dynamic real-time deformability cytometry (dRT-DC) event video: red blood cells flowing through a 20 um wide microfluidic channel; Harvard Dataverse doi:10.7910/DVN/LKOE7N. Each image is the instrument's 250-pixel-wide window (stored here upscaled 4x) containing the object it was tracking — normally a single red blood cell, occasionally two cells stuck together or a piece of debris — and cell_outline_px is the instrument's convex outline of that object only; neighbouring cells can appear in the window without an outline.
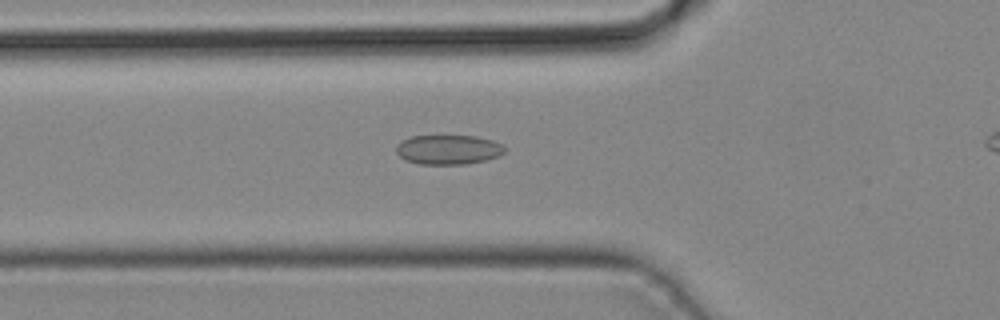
{"species": "common noctule bat (a hibernating species)", "species_latin": "Nyctalus noctula", "temperature_condition": "cold", "stored_images_in_passage": 30, "camera_frame_rate_fps": 3000, "um_per_image_px": 0.085, "animal": {"sex": "male", "body_mass_g": 19.2, "forearm_length_mm": 51.8}, "frame": {"image": 1, "passage_image": 8, "time_ms": 2.333, "image_size_px": [1000, 320], "cell_outline_px": [[504, 152], [500, 156], [484, 160], [464, 164], [420, 164], [404, 160], [396, 152], [396, 144], [400, 140], [412, 136], [476, 136], [492, 140], [500, 144], [504, 148]], "centroid_in_image_um": [38.06, 12.71], "position_along_channel_um": 87.7, "area_um2": 18.67}}
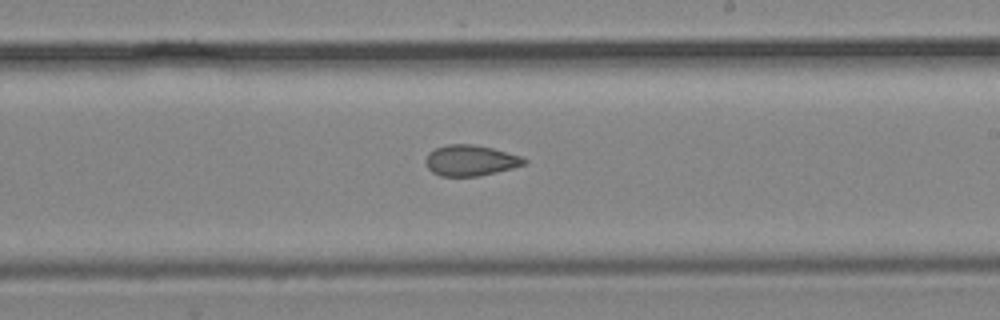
{"frame": {"image": 2, "passage_image": 18, "time_ms": 5.667, "image_size_px": [1000, 320], "cell_outline_px": [[528, 160], [524, 164], [512, 168], [496, 172], [476, 176], [440, 176], [432, 172], [428, 168], [424, 160], [428, 152], [436, 148], [448, 144], [472, 144], [492, 148], [520, 156]], "centroid_in_image_um": [39.95, 13.63], "position_along_channel_um": 249.1, "area_um2": 17.57}}
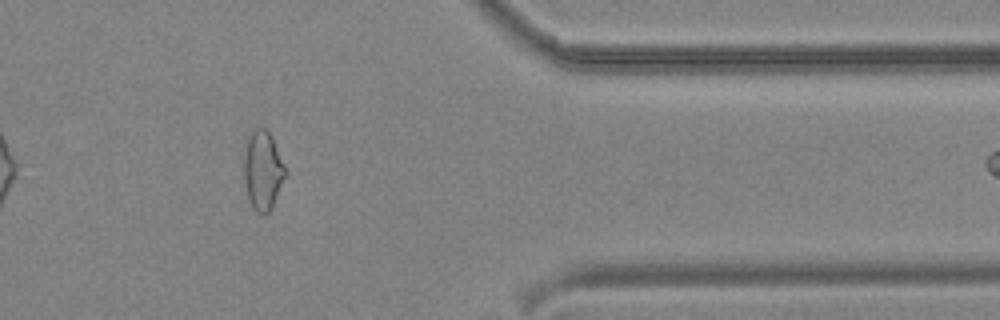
{"frame": {"image": 3, "passage_image": 28, "time_ms": 9.0, "image_size_px": [1000, 320], "cell_outline_px": [[288, 172], [268, 212], [256, 212], [252, 208], [248, 196], [244, 180], [244, 148], [248, 136], [252, 128], [264, 128], [272, 136]], "centroid_in_image_um": [22.33, 14.42], "position_along_channel_um": 389.1, "area_um2": 19.02}}